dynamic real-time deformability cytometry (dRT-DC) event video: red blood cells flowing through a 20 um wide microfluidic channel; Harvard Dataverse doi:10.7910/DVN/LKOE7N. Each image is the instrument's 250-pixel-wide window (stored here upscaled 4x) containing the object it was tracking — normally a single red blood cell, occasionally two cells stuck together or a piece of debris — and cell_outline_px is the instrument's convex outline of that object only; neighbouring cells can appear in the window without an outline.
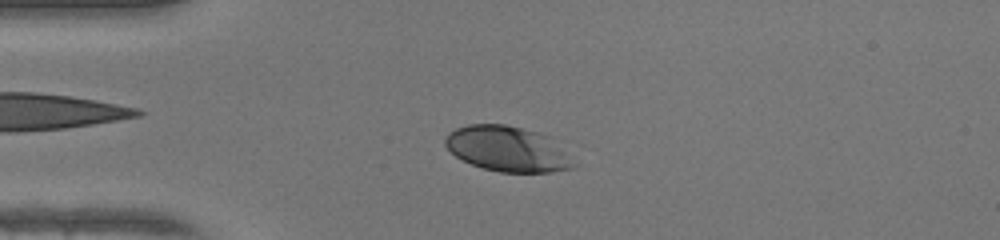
{"species": "human", "species_latin": "Homo sapiens", "temperature_condition": "warm", "stored_images_in_passage": 49, "camera_frame_rate_fps": 3000, "um_per_image_px": 0.085, "donor": {"sex": "female"}, "frame": {"image": 1, "passage_image": 12, "time_ms": 3.667, "image_size_px": [1000, 240], "cell_outline_px": [[576, 164], [572, 168], [552, 172], [500, 172], [484, 168], [472, 164], [456, 156], [444, 144], [444, 140], [448, 132], [456, 128], [468, 124], [504, 124], [552, 136]], "centroid_in_image_um": [43.15, 12.65], "position_along_channel_um": 41.9, "area_um2": 33.81}}
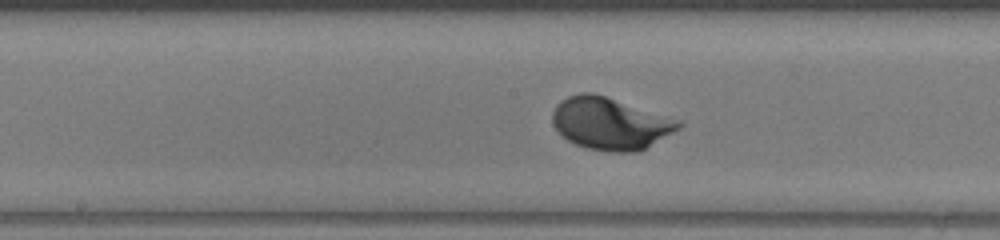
{"frame": {"image": 2, "passage_image": 25, "time_ms": 8.0, "image_size_px": [1000, 240], "cell_outline_px": [[684, 124], [680, 128], [644, 148], [636, 152], [608, 152], [584, 148], [560, 136], [552, 124], [552, 112], [556, 104], [560, 100], [568, 96], [580, 92], [592, 92], [684, 120]], "centroid_in_image_um": [51.85, 10.48], "position_along_channel_um": 196.3, "area_um2": 38.78}}
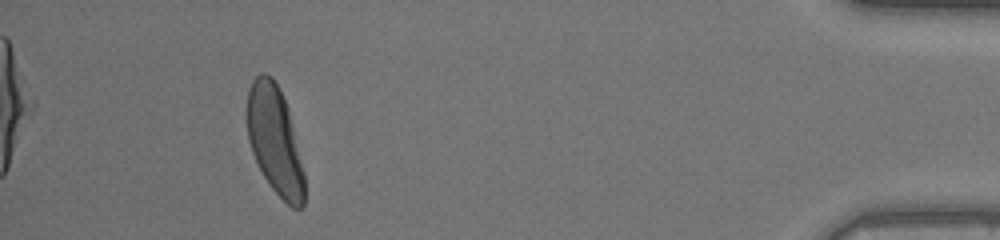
{"frame": {"image": 3, "passage_image": 45, "time_ms": 14.667, "image_size_px": [1000, 240], "cell_outline_px": [[304, 204], [300, 208], [292, 208], [272, 188], [264, 176], [252, 152], [248, 140], [244, 112], [248, 88], [252, 80], [260, 72], [264, 72], [272, 76], [288, 108], [304, 172]], "centroid_in_image_um": [23.31, 11.87], "position_along_channel_um": 411.9, "area_um2": 36.3}, "authors_computed_cell_mechanics": {"area_um2": 36.703, "velocity_mm_per_s": 4.1947, "shape_relaxation_time_tau1_ms": 1.355, "shape_relaxation_time_tau2_ms": null, "deformation_change_tau1": 0.1268, "deformation_change_tau2": null}}